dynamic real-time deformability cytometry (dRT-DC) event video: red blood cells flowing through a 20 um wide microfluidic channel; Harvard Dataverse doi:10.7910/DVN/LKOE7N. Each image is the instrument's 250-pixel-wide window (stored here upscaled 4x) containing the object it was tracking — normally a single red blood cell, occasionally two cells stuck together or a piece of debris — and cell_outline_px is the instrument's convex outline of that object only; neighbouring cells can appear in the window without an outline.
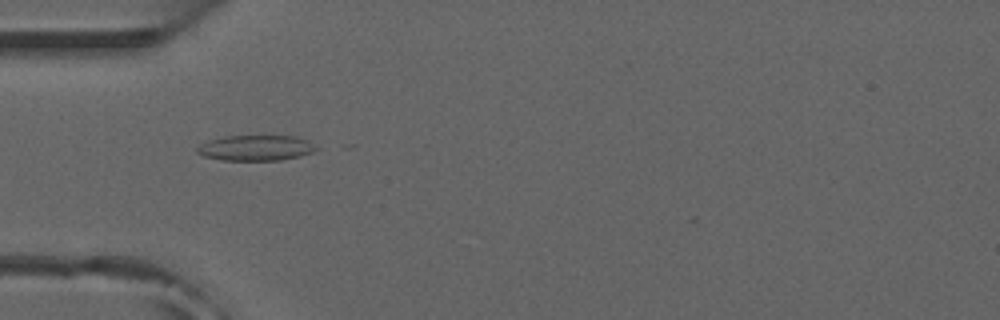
{"species": "common noctule bat (a hibernating species)", "species_latin": "Nyctalus noctula", "temperature_condition": "room temperature", "stored_images_in_passage": 12, "camera_frame_rate_fps": 3000, "um_per_image_px": 0.085, "animal": {"sex": "male", "forearm_length_mm": 52.5}, "frame": {"image": 1, "passage_image": 5, "time_ms": 1.333, "image_size_px": [1000, 320], "cell_outline_px": [[316, 148], [312, 152], [300, 156], [280, 160], [220, 160], [204, 156], [196, 152], [196, 148], [200, 144], [208, 140], [224, 136], [296, 136], [308, 140]], "centroid_in_image_um": [21.7, 12.57], "position_along_channel_um": 63.3, "area_um2": 17.63}}
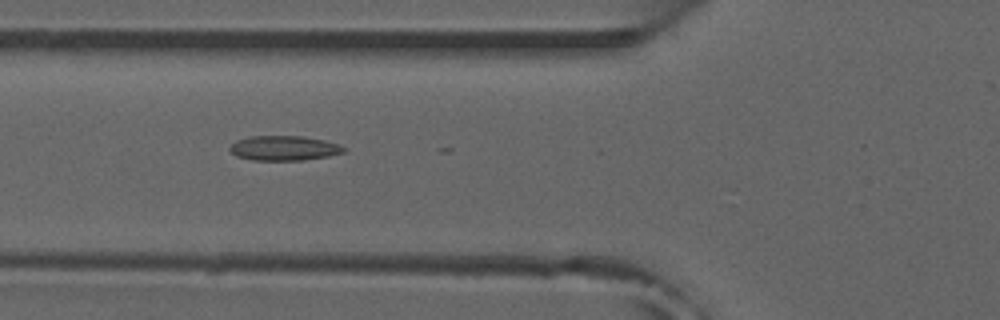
{"frame": {"image": 2, "passage_image": 8, "time_ms": 2.333, "image_size_px": [1000, 320], "cell_outline_px": [[344, 152], [328, 156], [304, 160], [252, 160], [236, 156], [228, 148], [236, 140], [248, 136], [304, 136], [324, 140], [340, 144], [344, 148]], "centroid_in_image_um": [24.12, 12.58], "position_along_channel_um": 101.7, "area_um2": 16.47}}
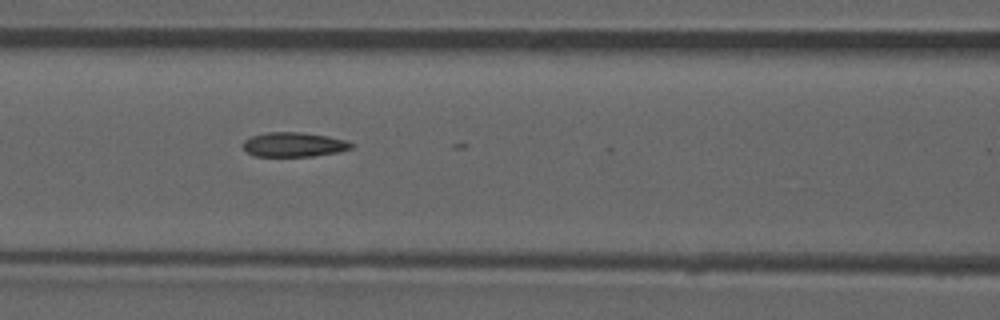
{"frame": {"image": 3, "passage_image": 11, "time_ms": 3.333, "image_size_px": [1000, 320], "cell_outline_px": [[352, 148], [336, 152], [312, 156], [252, 156], [240, 144], [244, 140], [252, 136], [268, 132], [300, 132], [328, 136], [344, 140], [352, 144]], "centroid_in_image_um": [24.91, 12.28], "position_along_channel_um": 141.7, "area_um2": 15.32}}